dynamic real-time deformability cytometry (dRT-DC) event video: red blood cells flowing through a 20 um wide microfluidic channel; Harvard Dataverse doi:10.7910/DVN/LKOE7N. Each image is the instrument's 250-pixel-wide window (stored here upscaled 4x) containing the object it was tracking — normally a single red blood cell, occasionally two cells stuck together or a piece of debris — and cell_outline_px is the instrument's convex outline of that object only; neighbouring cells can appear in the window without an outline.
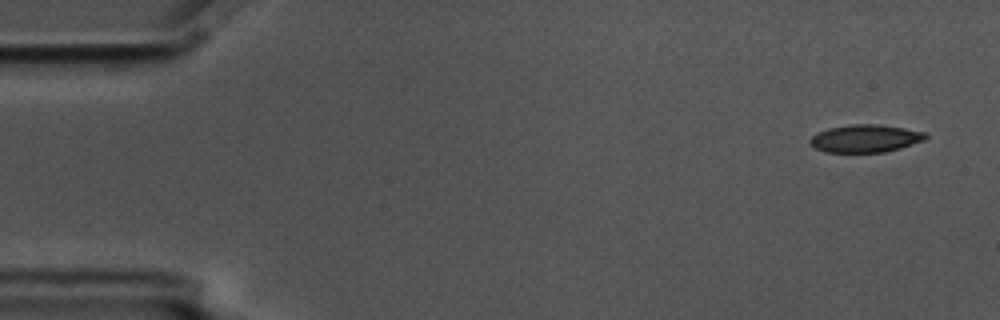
{"species": "common noctule bat (a hibernating species)", "species_latin": "Nyctalus noctula", "temperature_condition": "cold", "stored_images_in_passage": 6, "camera_frame_rate_fps": 3000, "um_per_image_px": 0.085, "animal": {"sex": "male", "body_mass_g": 17.5, "forearm_length_mm": 52.3}, "frame": {"image": 1, "passage_image": 1, "time_ms": 0.0, "image_size_px": [1000, 320], "cell_outline_px": [[928, 136], [924, 140], [900, 148], [884, 152], [824, 152], [816, 148], [808, 140], [816, 132], [828, 128], [852, 124], [876, 124], [904, 128], [924, 132]], "centroid_in_image_um": [73.53, 11.76], "position_along_channel_um": 11.5, "area_um2": 18.55}}
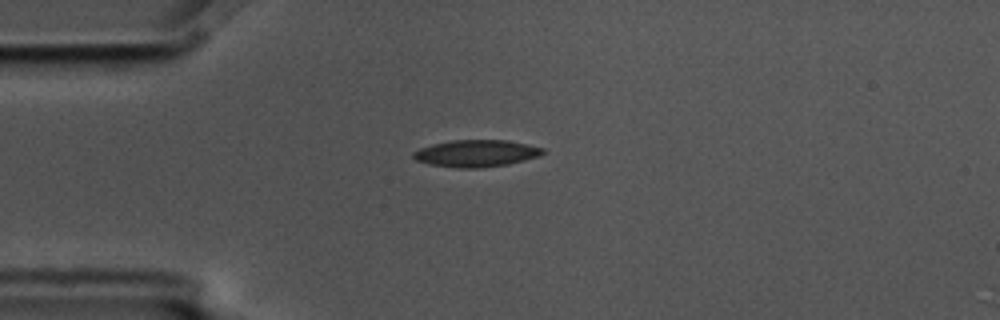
{"frame": {"image": 2, "passage_image": 4, "time_ms": 1.0, "image_size_px": [1000, 320], "cell_outline_px": [[544, 152], [536, 156], [524, 160], [508, 164], [480, 168], [456, 168], [428, 164], [416, 160], [412, 156], [412, 152], [420, 148], [432, 144], [452, 140], [508, 140], [528, 144], [544, 148]], "centroid_in_image_um": [40.44, 13.03], "position_along_channel_um": 44.6, "area_um2": 20.35}}